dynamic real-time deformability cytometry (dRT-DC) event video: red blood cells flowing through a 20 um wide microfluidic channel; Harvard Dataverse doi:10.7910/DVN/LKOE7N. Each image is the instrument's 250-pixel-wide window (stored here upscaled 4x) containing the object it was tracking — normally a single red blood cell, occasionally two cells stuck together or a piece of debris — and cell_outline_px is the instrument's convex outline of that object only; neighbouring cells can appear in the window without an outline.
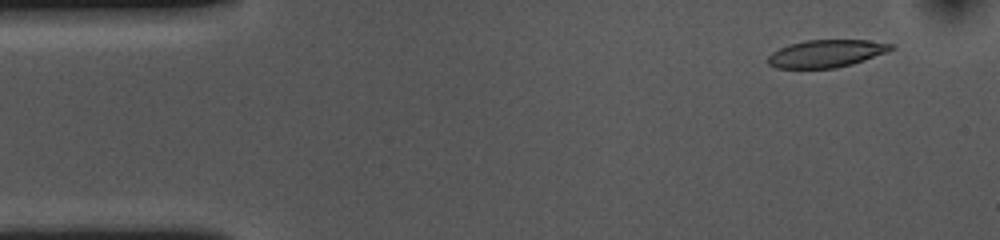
{"species": "common noctule bat (a hibernating species)", "species_latin": "Nyctalus noctula", "temperature_condition": "cold", "stored_images_in_passage": 54, "camera_frame_rate_fps": 3000, "um_per_image_px": 0.085, "animal": {"sex": "female", "body_mass_g": 10.0, "forearm_length_mm": 53.1}, "frame": {"image": 1, "passage_image": 4, "time_ms": 1.0, "image_size_px": [1000, 240], "cell_outline_px": [[896, 48], [888, 52], [852, 64], [836, 68], [776, 68], [768, 64], [768, 56], [772, 52], [788, 44], [808, 40], [868, 40], [892, 44]], "centroid_in_image_um": [70.24, 4.55], "position_along_channel_um": 14.8, "area_um2": 19.77}}
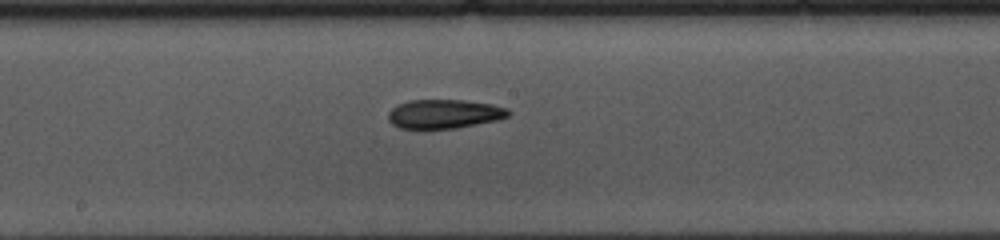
{"frame": {"image": 2, "passage_image": 27, "time_ms": 8.667, "image_size_px": [1000, 240], "cell_outline_px": [[512, 112], [508, 116], [496, 120], [456, 128], [424, 132], [400, 128], [392, 124], [388, 120], [388, 112], [396, 104], [408, 100], [464, 100], [492, 104], [508, 108]], "centroid_in_image_um": [37.69, 9.72], "position_along_channel_um": 210.5, "area_um2": 21.15}}
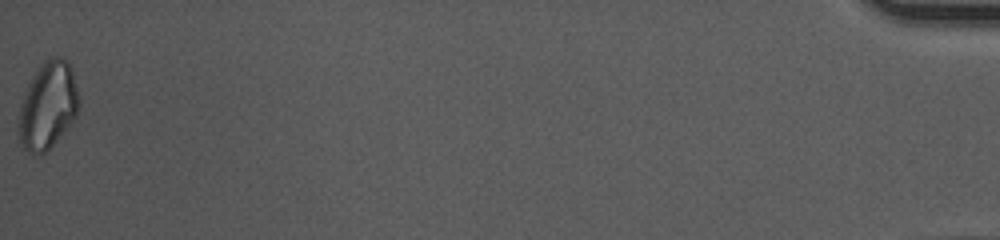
{"frame": {"image": 3, "passage_image": 54, "time_ms": 17.667, "image_size_px": [1000, 240], "cell_outline_px": [[80, 108], [76, 116], [64, 132], [44, 152], [32, 156], [20, 144], [16, 128], [20, 104], [24, 92], [28, 84], [44, 60], [48, 56], [60, 56], [68, 60], [80, 96]], "centroid_in_image_um": [4.05, 8.97], "position_along_channel_um": 431.1, "area_um2": 31.1}, "authors_computed_cell_mechanics": {"area_um2": 21.0681, "velocity_mm_per_s": 3.6215, "shape_relaxation_time_tau1_ms": 6.521, "shape_relaxation_time_tau2_ms": 6.6948, "deformation_change_tau1": 0.1662, "deformation_change_tau2": 0.1457}}